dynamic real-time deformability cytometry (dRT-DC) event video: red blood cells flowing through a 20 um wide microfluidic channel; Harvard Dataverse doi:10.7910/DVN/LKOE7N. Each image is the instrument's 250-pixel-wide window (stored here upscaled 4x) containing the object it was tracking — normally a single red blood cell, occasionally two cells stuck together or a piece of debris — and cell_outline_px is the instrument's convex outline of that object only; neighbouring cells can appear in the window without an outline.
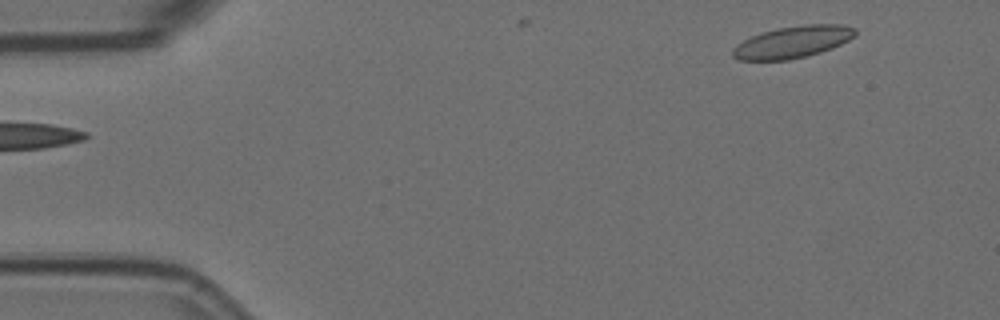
{"species": "Egyptian fruit bat (a non-hibernating species)", "species_latin": "Rousettus aegyptiacus", "temperature_condition": "room temperature", "stored_images_in_passage": 4, "camera_frame_rate_fps": 3000, "um_per_image_px": 0.085, "animal": {"sex": "female"}, "frame": {"image": 1, "passage_image": 1, "time_ms": 0.0, "image_size_px": [1000, 320], "cell_outline_px": [[856, 36], [832, 48], [808, 56], [788, 60], [740, 60], [732, 56], [732, 48], [736, 44], [760, 32], [776, 28], [804, 24], [840, 24], [856, 28]], "centroid_in_image_um": [67.37, 3.56], "position_along_channel_um": 17.6, "area_um2": 22.95}}
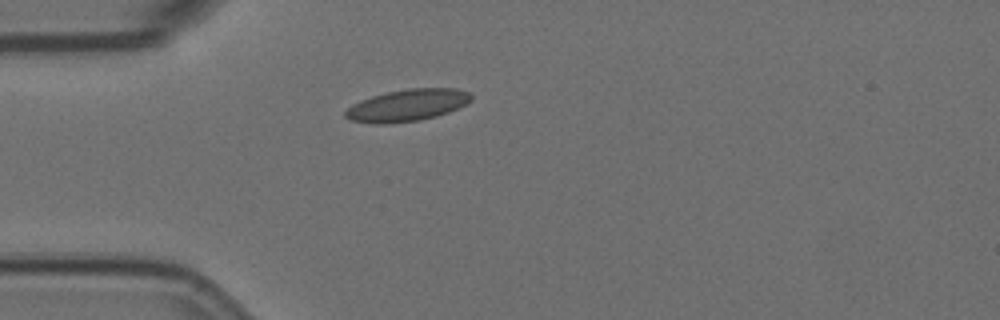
{"frame": {"image": 2, "passage_image": 3, "time_ms": 0.667, "image_size_px": [1000, 320], "cell_outline_px": [[472, 100], [448, 112], [436, 116], [420, 120], [384, 124], [376, 124], [348, 120], [344, 116], [344, 112], [352, 104], [360, 100], [372, 96], [388, 92], [408, 88], [456, 88], [468, 92], [472, 96]], "centroid_in_image_um": [34.58, 8.95], "position_along_channel_um": 50.4, "area_um2": 23.35}}